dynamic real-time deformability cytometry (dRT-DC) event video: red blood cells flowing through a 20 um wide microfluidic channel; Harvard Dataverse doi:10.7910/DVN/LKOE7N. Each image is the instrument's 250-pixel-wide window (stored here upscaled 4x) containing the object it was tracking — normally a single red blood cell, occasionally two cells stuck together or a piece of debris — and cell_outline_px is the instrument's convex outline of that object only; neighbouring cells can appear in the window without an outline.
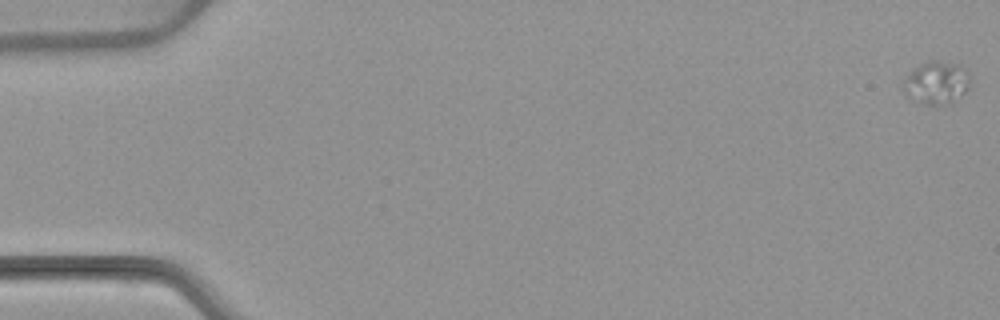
{"species": "common noctule bat (a hibernating species)", "species_latin": "Nyctalus noctula", "temperature_condition": "warm", "stored_images_in_passage": 2, "camera_frame_rate_fps": 3000, "um_per_image_px": 0.085, "animal": {"sex": "female", "body_mass_g": 22.7, "forearm_length_mm": 54.2}, "frame": {"image": 1, "passage_image": 1, "time_ms": 0.0, "image_size_px": [1000, 320], "cell_outline_px": [[972, 80], [968, 88], [952, 104], [928, 104], [912, 100], [908, 96], [904, 88], [904, 80], [908, 72], [912, 68], [928, 60], [936, 60], [960, 64], [968, 72]], "centroid_in_image_um": [79.63, 7.0], "position_along_channel_um": 5.4, "area_um2": 16.88}}